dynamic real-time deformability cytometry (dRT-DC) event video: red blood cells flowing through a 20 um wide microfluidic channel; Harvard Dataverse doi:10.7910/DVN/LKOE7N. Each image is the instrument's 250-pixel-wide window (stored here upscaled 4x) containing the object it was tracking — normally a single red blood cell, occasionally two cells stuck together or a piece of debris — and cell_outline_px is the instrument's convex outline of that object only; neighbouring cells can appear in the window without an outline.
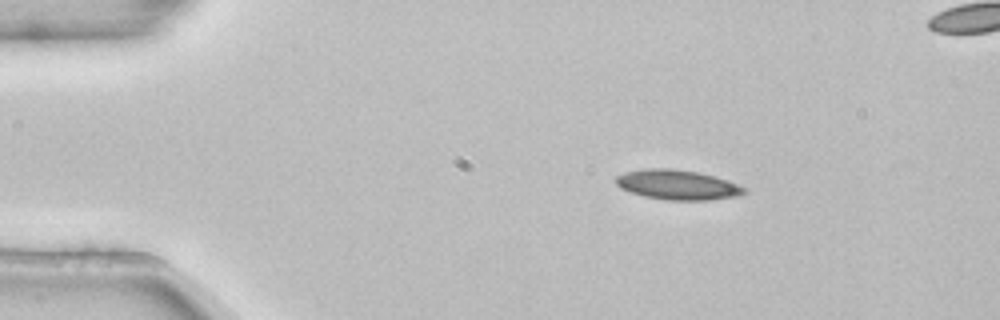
{"species": "common noctule bat (a hibernating species)", "species_latin": "Nyctalus noctula", "temperature_condition": "room temperature", "stored_images_in_passage": 4, "camera_frame_rate_fps": 3000, "um_per_image_px": 0.085, "animal": {"sex": "female", "body_mass_g": 22.7, "forearm_length_mm": 54.2}, "frame": {"image": 1, "passage_image": 1, "time_ms": 0.0, "image_size_px": [1000, 320], "cell_outline_px": [[748, 192], [740, 196], [708, 200], [668, 200], [644, 196], [620, 188], [616, 184], [616, 176], [624, 172], [648, 168], [672, 168], [700, 172], [748, 188]], "centroid_in_image_um": [57.6, 15.71], "position_along_channel_um": 27.4, "area_um2": 22.31}}